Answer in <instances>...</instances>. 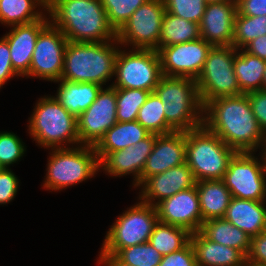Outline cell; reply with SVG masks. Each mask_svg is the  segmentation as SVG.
Instances as JSON below:
<instances>
[{"label": "cell", "instance_id": "6da1fadb", "mask_svg": "<svg viewBox=\"0 0 266 266\" xmlns=\"http://www.w3.org/2000/svg\"><path fill=\"white\" fill-rule=\"evenodd\" d=\"M203 125L236 152L264 149L266 134L252 112L247 94L209 101L204 106Z\"/></svg>", "mask_w": 266, "mask_h": 266}, {"label": "cell", "instance_id": "7a4b0ae2", "mask_svg": "<svg viewBox=\"0 0 266 266\" xmlns=\"http://www.w3.org/2000/svg\"><path fill=\"white\" fill-rule=\"evenodd\" d=\"M50 22L71 42L117 39L101 0H55L48 8Z\"/></svg>", "mask_w": 266, "mask_h": 266}, {"label": "cell", "instance_id": "3957f363", "mask_svg": "<svg viewBox=\"0 0 266 266\" xmlns=\"http://www.w3.org/2000/svg\"><path fill=\"white\" fill-rule=\"evenodd\" d=\"M120 46L117 39L108 42L68 41L61 80L92 82L104 87L114 77Z\"/></svg>", "mask_w": 266, "mask_h": 266}, {"label": "cell", "instance_id": "277c9868", "mask_svg": "<svg viewBox=\"0 0 266 266\" xmlns=\"http://www.w3.org/2000/svg\"><path fill=\"white\" fill-rule=\"evenodd\" d=\"M28 119L27 131L40 148L50 150L81 145L77 117L51 95L38 98Z\"/></svg>", "mask_w": 266, "mask_h": 266}, {"label": "cell", "instance_id": "5b68a950", "mask_svg": "<svg viewBox=\"0 0 266 266\" xmlns=\"http://www.w3.org/2000/svg\"><path fill=\"white\" fill-rule=\"evenodd\" d=\"M153 92L162 101L166 122L175 132L203 125L204 106L195 79L163 76Z\"/></svg>", "mask_w": 266, "mask_h": 266}, {"label": "cell", "instance_id": "8992f818", "mask_svg": "<svg viewBox=\"0 0 266 266\" xmlns=\"http://www.w3.org/2000/svg\"><path fill=\"white\" fill-rule=\"evenodd\" d=\"M49 154L42 185L47 191L65 190L92 179L100 171L99 159L93 146L51 149Z\"/></svg>", "mask_w": 266, "mask_h": 266}, {"label": "cell", "instance_id": "52a82bcc", "mask_svg": "<svg viewBox=\"0 0 266 266\" xmlns=\"http://www.w3.org/2000/svg\"><path fill=\"white\" fill-rule=\"evenodd\" d=\"M186 164L195 180H222L236 151L204 125L185 132Z\"/></svg>", "mask_w": 266, "mask_h": 266}, {"label": "cell", "instance_id": "ba28073f", "mask_svg": "<svg viewBox=\"0 0 266 266\" xmlns=\"http://www.w3.org/2000/svg\"><path fill=\"white\" fill-rule=\"evenodd\" d=\"M105 235L100 254H117L121 249L149 241L158 222L156 207L141 200L117 216Z\"/></svg>", "mask_w": 266, "mask_h": 266}, {"label": "cell", "instance_id": "9c48e42d", "mask_svg": "<svg viewBox=\"0 0 266 266\" xmlns=\"http://www.w3.org/2000/svg\"><path fill=\"white\" fill-rule=\"evenodd\" d=\"M237 49L233 46H214L196 79L203 106L218 97L242 95L234 72Z\"/></svg>", "mask_w": 266, "mask_h": 266}, {"label": "cell", "instance_id": "30bf717a", "mask_svg": "<svg viewBox=\"0 0 266 266\" xmlns=\"http://www.w3.org/2000/svg\"><path fill=\"white\" fill-rule=\"evenodd\" d=\"M121 48L115 63V80L110 86L153 92L163 77L158 52L153 49Z\"/></svg>", "mask_w": 266, "mask_h": 266}, {"label": "cell", "instance_id": "8fae6325", "mask_svg": "<svg viewBox=\"0 0 266 266\" xmlns=\"http://www.w3.org/2000/svg\"><path fill=\"white\" fill-rule=\"evenodd\" d=\"M255 154L236 152L230 159L222 181L232 197L266 201V160L262 151Z\"/></svg>", "mask_w": 266, "mask_h": 266}, {"label": "cell", "instance_id": "7c38bea8", "mask_svg": "<svg viewBox=\"0 0 266 266\" xmlns=\"http://www.w3.org/2000/svg\"><path fill=\"white\" fill-rule=\"evenodd\" d=\"M165 11L163 0H148L137 8L117 32L121 47L158 51Z\"/></svg>", "mask_w": 266, "mask_h": 266}, {"label": "cell", "instance_id": "4fadbf2b", "mask_svg": "<svg viewBox=\"0 0 266 266\" xmlns=\"http://www.w3.org/2000/svg\"><path fill=\"white\" fill-rule=\"evenodd\" d=\"M68 40L51 22L39 33L29 72L24 77L55 82L61 80Z\"/></svg>", "mask_w": 266, "mask_h": 266}, {"label": "cell", "instance_id": "5bb4252c", "mask_svg": "<svg viewBox=\"0 0 266 266\" xmlns=\"http://www.w3.org/2000/svg\"><path fill=\"white\" fill-rule=\"evenodd\" d=\"M116 88L104 87L96 100L77 117L81 145L95 147L105 133L117 123Z\"/></svg>", "mask_w": 266, "mask_h": 266}, {"label": "cell", "instance_id": "9a60e30c", "mask_svg": "<svg viewBox=\"0 0 266 266\" xmlns=\"http://www.w3.org/2000/svg\"><path fill=\"white\" fill-rule=\"evenodd\" d=\"M211 48L212 46L202 38L161 47L157 52L163 76L188 77L196 80Z\"/></svg>", "mask_w": 266, "mask_h": 266}, {"label": "cell", "instance_id": "2e32d148", "mask_svg": "<svg viewBox=\"0 0 266 266\" xmlns=\"http://www.w3.org/2000/svg\"><path fill=\"white\" fill-rule=\"evenodd\" d=\"M157 134L150 133L146 138L140 140L133 146L123 150L106 153L100 160V171L110 177H122L133 175V188L141 185V173L146 164L148 156L152 152Z\"/></svg>", "mask_w": 266, "mask_h": 266}, {"label": "cell", "instance_id": "e0dca14e", "mask_svg": "<svg viewBox=\"0 0 266 266\" xmlns=\"http://www.w3.org/2000/svg\"><path fill=\"white\" fill-rule=\"evenodd\" d=\"M155 207L160 222L185 228L190 233L200 231L202 227L203 219L196 186L162 200Z\"/></svg>", "mask_w": 266, "mask_h": 266}, {"label": "cell", "instance_id": "ac0fdd59", "mask_svg": "<svg viewBox=\"0 0 266 266\" xmlns=\"http://www.w3.org/2000/svg\"><path fill=\"white\" fill-rule=\"evenodd\" d=\"M193 172L186 163L148 177L137 189L138 200L156 206L174 194L196 186Z\"/></svg>", "mask_w": 266, "mask_h": 266}, {"label": "cell", "instance_id": "d6986e66", "mask_svg": "<svg viewBox=\"0 0 266 266\" xmlns=\"http://www.w3.org/2000/svg\"><path fill=\"white\" fill-rule=\"evenodd\" d=\"M236 13V1L207 4L199 23L201 38L212 47L232 45Z\"/></svg>", "mask_w": 266, "mask_h": 266}, {"label": "cell", "instance_id": "ffe728a7", "mask_svg": "<svg viewBox=\"0 0 266 266\" xmlns=\"http://www.w3.org/2000/svg\"><path fill=\"white\" fill-rule=\"evenodd\" d=\"M186 163L185 132L158 135L141 173V184L153 175Z\"/></svg>", "mask_w": 266, "mask_h": 266}, {"label": "cell", "instance_id": "44dd1931", "mask_svg": "<svg viewBox=\"0 0 266 266\" xmlns=\"http://www.w3.org/2000/svg\"><path fill=\"white\" fill-rule=\"evenodd\" d=\"M47 15L29 24L11 26L3 35L9 45L12 67L21 77L29 72L39 33L50 23Z\"/></svg>", "mask_w": 266, "mask_h": 266}, {"label": "cell", "instance_id": "7402d4cb", "mask_svg": "<svg viewBox=\"0 0 266 266\" xmlns=\"http://www.w3.org/2000/svg\"><path fill=\"white\" fill-rule=\"evenodd\" d=\"M224 218L250 238L266 229V201L232 197Z\"/></svg>", "mask_w": 266, "mask_h": 266}, {"label": "cell", "instance_id": "603a6c76", "mask_svg": "<svg viewBox=\"0 0 266 266\" xmlns=\"http://www.w3.org/2000/svg\"><path fill=\"white\" fill-rule=\"evenodd\" d=\"M190 243L197 266H245L246 257L237 249L215 243L200 231L191 233Z\"/></svg>", "mask_w": 266, "mask_h": 266}, {"label": "cell", "instance_id": "cb8c5ba5", "mask_svg": "<svg viewBox=\"0 0 266 266\" xmlns=\"http://www.w3.org/2000/svg\"><path fill=\"white\" fill-rule=\"evenodd\" d=\"M60 82V83H59ZM57 93L53 96L67 111L78 117L97 98L103 88L92 82H71L58 80Z\"/></svg>", "mask_w": 266, "mask_h": 266}, {"label": "cell", "instance_id": "d4e9b609", "mask_svg": "<svg viewBox=\"0 0 266 266\" xmlns=\"http://www.w3.org/2000/svg\"><path fill=\"white\" fill-rule=\"evenodd\" d=\"M148 132L137 120L130 122H117L103 136L95 146V151L100 160L106 153L120 151L128 146H133L146 138Z\"/></svg>", "mask_w": 266, "mask_h": 266}, {"label": "cell", "instance_id": "484cf974", "mask_svg": "<svg viewBox=\"0 0 266 266\" xmlns=\"http://www.w3.org/2000/svg\"><path fill=\"white\" fill-rule=\"evenodd\" d=\"M201 216L204 221L224 218L232 198L222 180H202L196 182Z\"/></svg>", "mask_w": 266, "mask_h": 266}, {"label": "cell", "instance_id": "4316f807", "mask_svg": "<svg viewBox=\"0 0 266 266\" xmlns=\"http://www.w3.org/2000/svg\"><path fill=\"white\" fill-rule=\"evenodd\" d=\"M200 232L215 243L235 248L245 257L248 255L251 238L225 218L204 221Z\"/></svg>", "mask_w": 266, "mask_h": 266}, {"label": "cell", "instance_id": "83f0119b", "mask_svg": "<svg viewBox=\"0 0 266 266\" xmlns=\"http://www.w3.org/2000/svg\"><path fill=\"white\" fill-rule=\"evenodd\" d=\"M46 13L40 0H0V23L8 27L35 22Z\"/></svg>", "mask_w": 266, "mask_h": 266}, {"label": "cell", "instance_id": "f1b7e54d", "mask_svg": "<svg viewBox=\"0 0 266 266\" xmlns=\"http://www.w3.org/2000/svg\"><path fill=\"white\" fill-rule=\"evenodd\" d=\"M265 64V60L237 49L234 72L242 94L262 90Z\"/></svg>", "mask_w": 266, "mask_h": 266}, {"label": "cell", "instance_id": "f546056e", "mask_svg": "<svg viewBox=\"0 0 266 266\" xmlns=\"http://www.w3.org/2000/svg\"><path fill=\"white\" fill-rule=\"evenodd\" d=\"M201 38L198 23L185 20L165 11L159 38L161 47L190 42Z\"/></svg>", "mask_w": 266, "mask_h": 266}, {"label": "cell", "instance_id": "4dcf8cb0", "mask_svg": "<svg viewBox=\"0 0 266 266\" xmlns=\"http://www.w3.org/2000/svg\"><path fill=\"white\" fill-rule=\"evenodd\" d=\"M191 233L182 227L158 221L149 237V244L162 256L184 248L190 242Z\"/></svg>", "mask_w": 266, "mask_h": 266}, {"label": "cell", "instance_id": "1f68e13d", "mask_svg": "<svg viewBox=\"0 0 266 266\" xmlns=\"http://www.w3.org/2000/svg\"><path fill=\"white\" fill-rule=\"evenodd\" d=\"M148 132L165 135L175 132L166 122L163 103L151 92L146 102L140 107L136 119Z\"/></svg>", "mask_w": 266, "mask_h": 266}, {"label": "cell", "instance_id": "d6a6232c", "mask_svg": "<svg viewBox=\"0 0 266 266\" xmlns=\"http://www.w3.org/2000/svg\"><path fill=\"white\" fill-rule=\"evenodd\" d=\"M263 35H266V15L244 16L236 13L232 40L236 49H243L249 42Z\"/></svg>", "mask_w": 266, "mask_h": 266}, {"label": "cell", "instance_id": "836d02e7", "mask_svg": "<svg viewBox=\"0 0 266 266\" xmlns=\"http://www.w3.org/2000/svg\"><path fill=\"white\" fill-rule=\"evenodd\" d=\"M150 91L116 88L117 122L135 121L140 107L146 102Z\"/></svg>", "mask_w": 266, "mask_h": 266}, {"label": "cell", "instance_id": "e575fe53", "mask_svg": "<svg viewBox=\"0 0 266 266\" xmlns=\"http://www.w3.org/2000/svg\"><path fill=\"white\" fill-rule=\"evenodd\" d=\"M116 256L131 266H158L162 259V255L149 242L121 249Z\"/></svg>", "mask_w": 266, "mask_h": 266}, {"label": "cell", "instance_id": "d590c367", "mask_svg": "<svg viewBox=\"0 0 266 266\" xmlns=\"http://www.w3.org/2000/svg\"><path fill=\"white\" fill-rule=\"evenodd\" d=\"M148 0H101L110 25L118 32L131 15Z\"/></svg>", "mask_w": 266, "mask_h": 266}, {"label": "cell", "instance_id": "8d00e7d4", "mask_svg": "<svg viewBox=\"0 0 266 266\" xmlns=\"http://www.w3.org/2000/svg\"><path fill=\"white\" fill-rule=\"evenodd\" d=\"M25 147L26 145L17 134L0 131V165L9 169L26 154Z\"/></svg>", "mask_w": 266, "mask_h": 266}, {"label": "cell", "instance_id": "74e56055", "mask_svg": "<svg viewBox=\"0 0 266 266\" xmlns=\"http://www.w3.org/2000/svg\"><path fill=\"white\" fill-rule=\"evenodd\" d=\"M166 12L185 20L200 23L205 12V0H163Z\"/></svg>", "mask_w": 266, "mask_h": 266}, {"label": "cell", "instance_id": "f35d334b", "mask_svg": "<svg viewBox=\"0 0 266 266\" xmlns=\"http://www.w3.org/2000/svg\"><path fill=\"white\" fill-rule=\"evenodd\" d=\"M17 177L11 168L0 171V205H6L16 197L20 186Z\"/></svg>", "mask_w": 266, "mask_h": 266}, {"label": "cell", "instance_id": "ab89813d", "mask_svg": "<svg viewBox=\"0 0 266 266\" xmlns=\"http://www.w3.org/2000/svg\"><path fill=\"white\" fill-rule=\"evenodd\" d=\"M158 266H197L195 253L189 242L184 248L162 256Z\"/></svg>", "mask_w": 266, "mask_h": 266}, {"label": "cell", "instance_id": "60d3db41", "mask_svg": "<svg viewBox=\"0 0 266 266\" xmlns=\"http://www.w3.org/2000/svg\"><path fill=\"white\" fill-rule=\"evenodd\" d=\"M246 262L258 266H266V231L251 237Z\"/></svg>", "mask_w": 266, "mask_h": 266}, {"label": "cell", "instance_id": "b9f144b4", "mask_svg": "<svg viewBox=\"0 0 266 266\" xmlns=\"http://www.w3.org/2000/svg\"><path fill=\"white\" fill-rule=\"evenodd\" d=\"M21 77L12 67L7 40L0 38V89L13 77Z\"/></svg>", "mask_w": 266, "mask_h": 266}, {"label": "cell", "instance_id": "7bdbcfd3", "mask_svg": "<svg viewBox=\"0 0 266 266\" xmlns=\"http://www.w3.org/2000/svg\"><path fill=\"white\" fill-rule=\"evenodd\" d=\"M252 112L260 128L266 134V91L259 90L247 93Z\"/></svg>", "mask_w": 266, "mask_h": 266}, {"label": "cell", "instance_id": "ee69618b", "mask_svg": "<svg viewBox=\"0 0 266 266\" xmlns=\"http://www.w3.org/2000/svg\"><path fill=\"white\" fill-rule=\"evenodd\" d=\"M237 13L244 16L266 15V0H236Z\"/></svg>", "mask_w": 266, "mask_h": 266}, {"label": "cell", "instance_id": "f6af8a7d", "mask_svg": "<svg viewBox=\"0 0 266 266\" xmlns=\"http://www.w3.org/2000/svg\"><path fill=\"white\" fill-rule=\"evenodd\" d=\"M243 50L250 55L259 57L260 59L266 61V35L252 40L243 48Z\"/></svg>", "mask_w": 266, "mask_h": 266}, {"label": "cell", "instance_id": "bcb514c9", "mask_svg": "<svg viewBox=\"0 0 266 266\" xmlns=\"http://www.w3.org/2000/svg\"><path fill=\"white\" fill-rule=\"evenodd\" d=\"M97 260H98L97 261L98 265L101 264L103 266H131L129 264L122 262L115 254L112 255L99 254Z\"/></svg>", "mask_w": 266, "mask_h": 266}, {"label": "cell", "instance_id": "7dc6e473", "mask_svg": "<svg viewBox=\"0 0 266 266\" xmlns=\"http://www.w3.org/2000/svg\"><path fill=\"white\" fill-rule=\"evenodd\" d=\"M262 90L266 91V64H265L264 74H263Z\"/></svg>", "mask_w": 266, "mask_h": 266}, {"label": "cell", "instance_id": "c3c4849f", "mask_svg": "<svg viewBox=\"0 0 266 266\" xmlns=\"http://www.w3.org/2000/svg\"><path fill=\"white\" fill-rule=\"evenodd\" d=\"M207 4L209 3H221V2H230V1H236V0H205Z\"/></svg>", "mask_w": 266, "mask_h": 266}, {"label": "cell", "instance_id": "681fc988", "mask_svg": "<svg viewBox=\"0 0 266 266\" xmlns=\"http://www.w3.org/2000/svg\"><path fill=\"white\" fill-rule=\"evenodd\" d=\"M48 8L55 0H40Z\"/></svg>", "mask_w": 266, "mask_h": 266}, {"label": "cell", "instance_id": "f907efd6", "mask_svg": "<svg viewBox=\"0 0 266 266\" xmlns=\"http://www.w3.org/2000/svg\"><path fill=\"white\" fill-rule=\"evenodd\" d=\"M263 154H264V157H265V160H266V141H265V146H264V149H263Z\"/></svg>", "mask_w": 266, "mask_h": 266}, {"label": "cell", "instance_id": "816d5d0a", "mask_svg": "<svg viewBox=\"0 0 266 266\" xmlns=\"http://www.w3.org/2000/svg\"><path fill=\"white\" fill-rule=\"evenodd\" d=\"M245 266H258V265H254V264H250L246 262Z\"/></svg>", "mask_w": 266, "mask_h": 266}]
</instances>
